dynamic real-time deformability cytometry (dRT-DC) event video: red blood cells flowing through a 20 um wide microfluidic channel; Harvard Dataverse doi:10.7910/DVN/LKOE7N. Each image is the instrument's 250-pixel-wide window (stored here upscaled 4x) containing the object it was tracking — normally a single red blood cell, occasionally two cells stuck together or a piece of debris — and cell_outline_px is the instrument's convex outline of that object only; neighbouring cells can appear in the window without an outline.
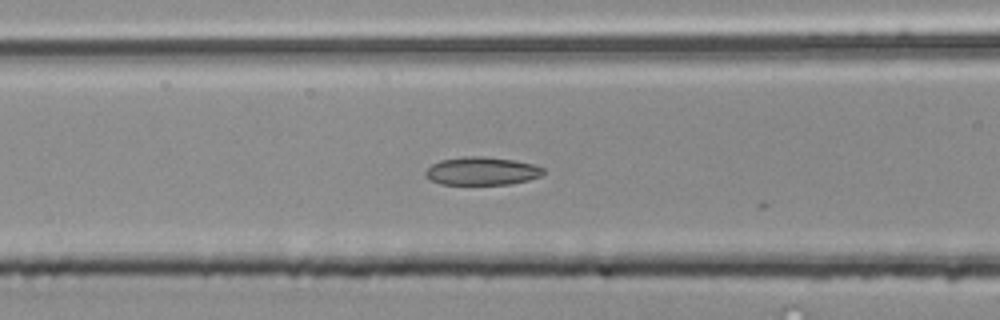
{"species": "common noctule bat (a hibernating species)", "species_latin": "Nyctalus noctula", "temperature_condition": "room temperature", "stored_images_in_passage": 22, "camera_frame_rate_fps": 3000, "um_per_image_px": 0.085, "animal": {"sex": "male", "body_mass_g": 20.4}, "frame": {"image": 1, "passage_image": 18, "time_ms": 5.667, "image_size_px": [1000, 320], "cell_outline_px": [[544, 172], [540, 176], [528, 180], [512, 184], [440, 184], [428, 180], [424, 176], [424, 172], [432, 164], [440, 160], [468, 156], [484, 156], [512, 160], [532, 164], [544, 168]], "centroid_in_image_um": [40.91, 14.54], "position_along_channel_um": 125.7, "area_um2": 19.31}}
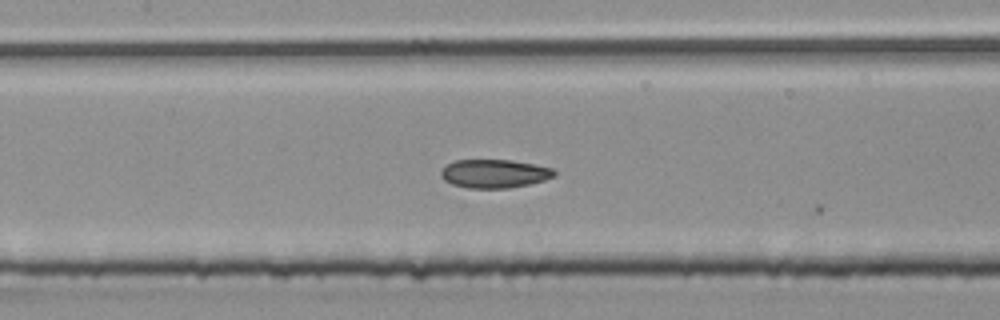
{"frame": {"image": 2, "passage_image": 21, "time_ms": 6.667, "image_size_px": [1000, 320], "cell_outline_px": [[556, 176], [544, 180], [528, 184], [508, 188], [468, 188], [452, 184], [444, 180], [440, 176], [440, 172], [448, 164], [456, 160], [512, 160], [552, 168], [556, 172]], "centroid_in_image_um": [42.02, 14.76], "position_along_channel_um": 165.4, "area_um2": 18.73}}